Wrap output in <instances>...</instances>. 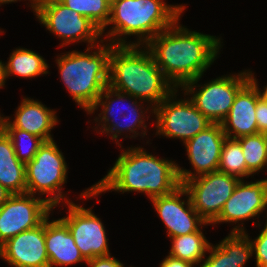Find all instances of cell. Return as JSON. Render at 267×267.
<instances>
[{
    "instance_id": "cell-17",
    "label": "cell",
    "mask_w": 267,
    "mask_h": 267,
    "mask_svg": "<svg viewBox=\"0 0 267 267\" xmlns=\"http://www.w3.org/2000/svg\"><path fill=\"white\" fill-rule=\"evenodd\" d=\"M0 258L11 267H50L45 244V221L0 246Z\"/></svg>"
},
{
    "instance_id": "cell-27",
    "label": "cell",
    "mask_w": 267,
    "mask_h": 267,
    "mask_svg": "<svg viewBox=\"0 0 267 267\" xmlns=\"http://www.w3.org/2000/svg\"><path fill=\"white\" fill-rule=\"evenodd\" d=\"M70 9L92 21L101 31L110 18L111 0H59Z\"/></svg>"
},
{
    "instance_id": "cell-11",
    "label": "cell",
    "mask_w": 267,
    "mask_h": 267,
    "mask_svg": "<svg viewBox=\"0 0 267 267\" xmlns=\"http://www.w3.org/2000/svg\"><path fill=\"white\" fill-rule=\"evenodd\" d=\"M240 179L220 171L206 173L185 181L191 203L198 214L212 223L231 197Z\"/></svg>"
},
{
    "instance_id": "cell-9",
    "label": "cell",
    "mask_w": 267,
    "mask_h": 267,
    "mask_svg": "<svg viewBox=\"0 0 267 267\" xmlns=\"http://www.w3.org/2000/svg\"><path fill=\"white\" fill-rule=\"evenodd\" d=\"M35 16L50 33L59 37L60 47L76 42L92 47L103 41L101 30L92 21L59 0H40Z\"/></svg>"
},
{
    "instance_id": "cell-30",
    "label": "cell",
    "mask_w": 267,
    "mask_h": 267,
    "mask_svg": "<svg viewBox=\"0 0 267 267\" xmlns=\"http://www.w3.org/2000/svg\"><path fill=\"white\" fill-rule=\"evenodd\" d=\"M256 119L258 133L267 134V102L262 98L257 100Z\"/></svg>"
},
{
    "instance_id": "cell-25",
    "label": "cell",
    "mask_w": 267,
    "mask_h": 267,
    "mask_svg": "<svg viewBox=\"0 0 267 267\" xmlns=\"http://www.w3.org/2000/svg\"><path fill=\"white\" fill-rule=\"evenodd\" d=\"M246 162V178L267 169V134L256 133L237 138ZM267 171V170H266Z\"/></svg>"
},
{
    "instance_id": "cell-6",
    "label": "cell",
    "mask_w": 267,
    "mask_h": 267,
    "mask_svg": "<svg viewBox=\"0 0 267 267\" xmlns=\"http://www.w3.org/2000/svg\"><path fill=\"white\" fill-rule=\"evenodd\" d=\"M125 102L127 105H125ZM144 103L146 104V102L113 89L108 85L87 114H95L99 107L102 109L93 119L96 125V127L93 126L94 130L98 134L105 133L107 137H111L119 147L121 146V141L119 140L121 135L126 134L124 135L125 138L129 137L132 139H136L138 136L142 138L147 136L148 124L145 121H148L151 114L153 116L154 108L150 105L145 107ZM148 113H150L149 116L147 115Z\"/></svg>"
},
{
    "instance_id": "cell-2",
    "label": "cell",
    "mask_w": 267,
    "mask_h": 267,
    "mask_svg": "<svg viewBox=\"0 0 267 267\" xmlns=\"http://www.w3.org/2000/svg\"><path fill=\"white\" fill-rule=\"evenodd\" d=\"M179 21L145 45L175 88L203 76L223 47L221 37L189 30Z\"/></svg>"
},
{
    "instance_id": "cell-20",
    "label": "cell",
    "mask_w": 267,
    "mask_h": 267,
    "mask_svg": "<svg viewBox=\"0 0 267 267\" xmlns=\"http://www.w3.org/2000/svg\"><path fill=\"white\" fill-rule=\"evenodd\" d=\"M45 219V244L50 267H65L87 260L74 242L67 224L61 219Z\"/></svg>"
},
{
    "instance_id": "cell-23",
    "label": "cell",
    "mask_w": 267,
    "mask_h": 267,
    "mask_svg": "<svg viewBox=\"0 0 267 267\" xmlns=\"http://www.w3.org/2000/svg\"><path fill=\"white\" fill-rule=\"evenodd\" d=\"M3 65V79L4 83L10 76H17L20 78H35L42 76V74H50L49 64L37 52L17 47L10 53L8 61L2 63Z\"/></svg>"
},
{
    "instance_id": "cell-4",
    "label": "cell",
    "mask_w": 267,
    "mask_h": 267,
    "mask_svg": "<svg viewBox=\"0 0 267 267\" xmlns=\"http://www.w3.org/2000/svg\"><path fill=\"white\" fill-rule=\"evenodd\" d=\"M166 0H111L110 18L101 31L112 45L145 46L153 37L171 27L186 9L185 4H167ZM113 25V27L111 26ZM110 30L105 32L108 28ZM135 36L136 41H127Z\"/></svg>"
},
{
    "instance_id": "cell-18",
    "label": "cell",
    "mask_w": 267,
    "mask_h": 267,
    "mask_svg": "<svg viewBox=\"0 0 267 267\" xmlns=\"http://www.w3.org/2000/svg\"><path fill=\"white\" fill-rule=\"evenodd\" d=\"M56 110L50 109L39 100L22 98L14 112V120L0 112L1 128H17L41 138L44 142L54 140L51 130L59 122ZM2 114V115H1Z\"/></svg>"
},
{
    "instance_id": "cell-24",
    "label": "cell",
    "mask_w": 267,
    "mask_h": 267,
    "mask_svg": "<svg viewBox=\"0 0 267 267\" xmlns=\"http://www.w3.org/2000/svg\"><path fill=\"white\" fill-rule=\"evenodd\" d=\"M208 225L211 224L206 222L197 232L171 238L169 255L198 265L208 254L211 245L202 231Z\"/></svg>"
},
{
    "instance_id": "cell-21",
    "label": "cell",
    "mask_w": 267,
    "mask_h": 267,
    "mask_svg": "<svg viewBox=\"0 0 267 267\" xmlns=\"http://www.w3.org/2000/svg\"><path fill=\"white\" fill-rule=\"evenodd\" d=\"M207 253L198 267H245L253 257L249 237L242 232H230L219 244L211 243Z\"/></svg>"
},
{
    "instance_id": "cell-5",
    "label": "cell",
    "mask_w": 267,
    "mask_h": 267,
    "mask_svg": "<svg viewBox=\"0 0 267 267\" xmlns=\"http://www.w3.org/2000/svg\"><path fill=\"white\" fill-rule=\"evenodd\" d=\"M93 51H92V50ZM95 49V50H94ZM113 45L102 41L86 51L57 55L60 79L73 101L88 113L109 83V55Z\"/></svg>"
},
{
    "instance_id": "cell-29",
    "label": "cell",
    "mask_w": 267,
    "mask_h": 267,
    "mask_svg": "<svg viewBox=\"0 0 267 267\" xmlns=\"http://www.w3.org/2000/svg\"><path fill=\"white\" fill-rule=\"evenodd\" d=\"M257 238H250L248 232H244L248 237L253 249V257H255L256 267H267V221L259 231Z\"/></svg>"
},
{
    "instance_id": "cell-31",
    "label": "cell",
    "mask_w": 267,
    "mask_h": 267,
    "mask_svg": "<svg viewBox=\"0 0 267 267\" xmlns=\"http://www.w3.org/2000/svg\"><path fill=\"white\" fill-rule=\"evenodd\" d=\"M88 267H124L123 262L113 257L111 254L108 256L95 257L87 260Z\"/></svg>"
},
{
    "instance_id": "cell-8",
    "label": "cell",
    "mask_w": 267,
    "mask_h": 267,
    "mask_svg": "<svg viewBox=\"0 0 267 267\" xmlns=\"http://www.w3.org/2000/svg\"><path fill=\"white\" fill-rule=\"evenodd\" d=\"M202 76L186 82L180 89L211 122L221 123L228 115L238 91L249 81V69L230 73L198 84ZM198 88V89H197Z\"/></svg>"
},
{
    "instance_id": "cell-32",
    "label": "cell",
    "mask_w": 267,
    "mask_h": 267,
    "mask_svg": "<svg viewBox=\"0 0 267 267\" xmlns=\"http://www.w3.org/2000/svg\"><path fill=\"white\" fill-rule=\"evenodd\" d=\"M159 267H196L194 264L184 261L169 254L159 263Z\"/></svg>"
},
{
    "instance_id": "cell-34",
    "label": "cell",
    "mask_w": 267,
    "mask_h": 267,
    "mask_svg": "<svg viewBox=\"0 0 267 267\" xmlns=\"http://www.w3.org/2000/svg\"><path fill=\"white\" fill-rule=\"evenodd\" d=\"M18 1H22V0H0V6L3 4L15 3ZM28 1H30L29 6L32 8L33 13H36L37 6L40 0H28Z\"/></svg>"
},
{
    "instance_id": "cell-14",
    "label": "cell",
    "mask_w": 267,
    "mask_h": 267,
    "mask_svg": "<svg viewBox=\"0 0 267 267\" xmlns=\"http://www.w3.org/2000/svg\"><path fill=\"white\" fill-rule=\"evenodd\" d=\"M60 206H67V216L61 219L67 224L76 246L86 260L111 254L104 223L93 213L92 207L85 208L74 202Z\"/></svg>"
},
{
    "instance_id": "cell-10",
    "label": "cell",
    "mask_w": 267,
    "mask_h": 267,
    "mask_svg": "<svg viewBox=\"0 0 267 267\" xmlns=\"http://www.w3.org/2000/svg\"><path fill=\"white\" fill-rule=\"evenodd\" d=\"M180 88H175L166 99L154 108L155 136L175 138L187 142L212 123L196 108L189 97L180 99ZM178 98V99H177Z\"/></svg>"
},
{
    "instance_id": "cell-12",
    "label": "cell",
    "mask_w": 267,
    "mask_h": 267,
    "mask_svg": "<svg viewBox=\"0 0 267 267\" xmlns=\"http://www.w3.org/2000/svg\"><path fill=\"white\" fill-rule=\"evenodd\" d=\"M267 211V178L245 181L240 180L231 197L224 204L220 215L211 225L234 223L230 232H246L244 221L256 220ZM267 218V213L266 217ZM267 221V219H266ZM242 222V223H241ZM238 223V224H237ZM241 223V224H240Z\"/></svg>"
},
{
    "instance_id": "cell-16",
    "label": "cell",
    "mask_w": 267,
    "mask_h": 267,
    "mask_svg": "<svg viewBox=\"0 0 267 267\" xmlns=\"http://www.w3.org/2000/svg\"><path fill=\"white\" fill-rule=\"evenodd\" d=\"M150 202L165 225L169 238L197 232L206 223L194 209L182 185L168 195L152 198Z\"/></svg>"
},
{
    "instance_id": "cell-36",
    "label": "cell",
    "mask_w": 267,
    "mask_h": 267,
    "mask_svg": "<svg viewBox=\"0 0 267 267\" xmlns=\"http://www.w3.org/2000/svg\"><path fill=\"white\" fill-rule=\"evenodd\" d=\"M2 60H0V88L5 87L4 79H3V65Z\"/></svg>"
},
{
    "instance_id": "cell-35",
    "label": "cell",
    "mask_w": 267,
    "mask_h": 267,
    "mask_svg": "<svg viewBox=\"0 0 267 267\" xmlns=\"http://www.w3.org/2000/svg\"><path fill=\"white\" fill-rule=\"evenodd\" d=\"M11 195V192H9L0 184V207L9 199Z\"/></svg>"
},
{
    "instance_id": "cell-33",
    "label": "cell",
    "mask_w": 267,
    "mask_h": 267,
    "mask_svg": "<svg viewBox=\"0 0 267 267\" xmlns=\"http://www.w3.org/2000/svg\"><path fill=\"white\" fill-rule=\"evenodd\" d=\"M255 73H253L249 69V80L257 87V90L259 92L260 98H262L265 102H267V85L263 86V90L260 89L258 79L255 78Z\"/></svg>"
},
{
    "instance_id": "cell-7",
    "label": "cell",
    "mask_w": 267,
    "mask_h": 267,
    "mask_svg": "<svg viewBox=\"0 0 267 267\" xmlns=\"http://www.w3.org/2000/svg\"><path fill=\"white\" fill-rule=\"evenodd\" d=\"M68 166L55 140L44 142L26 164V193L43 197L53 207L73 202L63 192ZM48 195V196H47ZM64 201V202H63Z\"/></svg>"
},
{
    "instance_id": "cell-3",
    "label": "cell",
    "mask_w": 267,
    "mask_h": 267,
    "mask_svg": "<svg viewBox=\"0 0 267 267\" xmlns=\"http://www.w3.org/2000/svg\"><path fill=\"white\" fill-rule=\"evenodd\" d=\"M156 108L175 89L146 46L113 45L109 55V83Z\"/></svg>"
},
{
    "instance_id": "cell-1",
    "label": "cell",
    "mask_w": 267,
    "mask_h": 267,
    "mask_svg": "<svg viewBox=\"0 0 267 267\" xmlns=\"http://www.w3.org/2000/svg\"><path fill=\"white\" fill-rule=\"evenodd\" d=\"M112 168L97 183L79 194L92 199L105 192L144 193L150 200L172 193L181 183L177 162L148 153L141 146L123 149Z\"/></svg>"
},
{
    "instance_id": "cell-22",
    "label": "cell",
    "mask_w": 267,
    "mask_h": 267,
    "mask_svg": "<svg viewBox=\"0 0 267 267\" xmlns=\"http://www.w3.org/2000/svg\"><path fill=\"white\" fill-rule=\"evenodd\" d=\"M0 184L11 194L26 193V164L17 159L12 141L1 127Z\"/></svg>"
},
{
    "instance_id": "cell-26",
    "label": "cell",
    "mask_w": 267,
    "mask_h": 267,
    "mask_svg": "<svg viewBox=\"0 0 267 267\" xmlns=\"http://www.w3.org/2000/svg\"><path fill=\"white\" fill-rule=\"evenodd\" d=\"M218 171L235 176L240 180L246 178V162L242 146L237 139L226 137L224 140Z\"/></svg>"
},
{
    "instance_id": "cell-19",
    "label": "cell",
    "mask_w": 267,
    "mask_h": 267,
    "mask_svg": "<svg viewBox=\"0 0 267 267\" xmlns=\"http://www.w3.org/2000/svg\"><path fill=\"white\" fill-rule=\"evenodd\" d=\"M259 98L257 87L249 80L238 91L228 115L221 122L226 137L237 139L258 133L256 105Z\"/></svg>"
},
{
    "instance_id": "cell-15",
    "label": "cell",
    "mask_w": 267,
    "mask_h": 267,
    "mask_svg": "<svg viewBox=\"0 0 267 267\" xmlns=\"http://www.w3.org/2000/svg\"><path fill=\"white\" fill-rule=\"evenodd\" d=\"M225 139L226 135L221 123H212L204 131L183 144L194 172L177 164L181 185L196 176L218 171L221 149Z\"/></svg>"
},
{
    "instance_id": "cell-28",
    "label": "cell",
    "mask_w": 267,
    "mask_h": 267,
    "mask_svg": "<svg viewBox=\"0 0 267 267\" xmlns=\"http://www.w3.org/2000/svg\"><path fill=\"white\" fill-rule=\"evenodd\" d=\"M2 129L10 137L17 159L24 164H27L34 158L39 147L44 143L41 138L27 131L17 128Z\"/></svg>"
},
{
    "instance_id": "cell-13",
    "label": "cell",
    "mask_w": 267,
    "mask_h": 267,
    "mask_svg": "<svg viewBox=\"0 0 267 267\" xmlns=\"http://www.w3.org/2000/svg\"><path fill=\"white\" fill-rule=\"evenodd\" d=\"M53 209L42 197L28 193L12 194L0 207V246L23 231L36 228Z\"/></svg>"
}]
</instances>
